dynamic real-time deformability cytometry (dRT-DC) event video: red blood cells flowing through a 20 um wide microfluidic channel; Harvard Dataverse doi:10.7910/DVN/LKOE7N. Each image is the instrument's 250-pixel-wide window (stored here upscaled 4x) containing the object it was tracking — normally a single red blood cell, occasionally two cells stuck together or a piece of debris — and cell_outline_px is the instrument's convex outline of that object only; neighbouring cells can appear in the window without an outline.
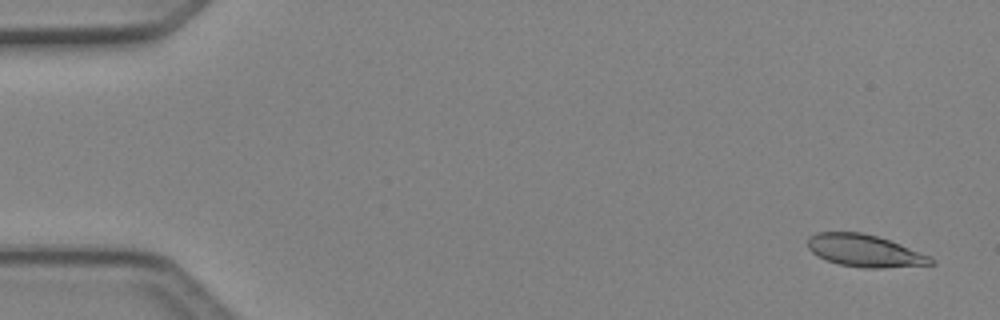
{"species": "Egyptian fruit bat (a non-hibernating species)", "species_latin": "Rousettus aegyptiacus", "temperature_condition": "cold", "stored_images_in_passage": 5, "camera_frame_rate_fps": 3000, "um_per_image_px": 0.085, "animal": {"sex": "female"}, "frame": {"image": 1, "passage_image": 1, "time_ms": 0.0, "image_size_px": [1000, 320], "cell_outline_px": [[936, 264], [880, 268], [864, 268], [840, 264], [816, 256], [808, 248], [808, 236], [816, 232], [860, 232], [876, 236], [900, 244], [928, 256], [936, 260]], "centroid_in_image_um": [73.47, 21.31], "position_along_channel_um": 11.5, "area_um2": 22.95}}
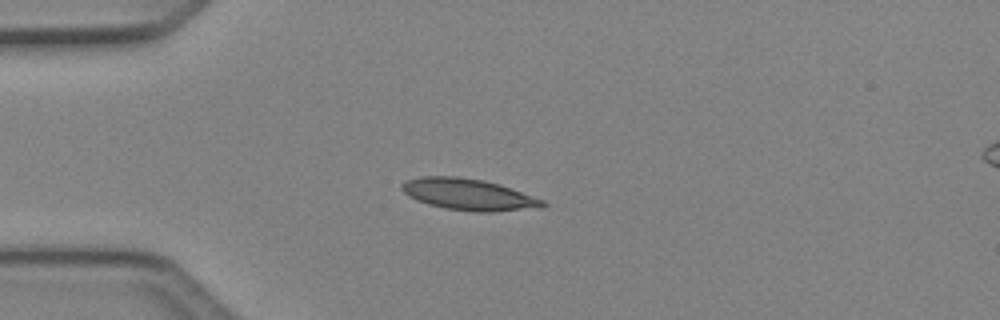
{"frame": {"image": 2, "passage_image": 4, "time_ms": 1.0, "image_size_px": [1000, 320], "cell_outline_px": [[548, 204], [544, 208], [492, 212], [472, 212], [444, 208], [428, 204], [416, 200], [408, 196], [400, 188], [400, 184], [404, 180], [420, 176], [456, 176], [484, 180], [500, 184], [544, 200]], "centroid_in_image_um": [39.83, 16.53], "position_along_channel_um": 45.2, "area_um2": 26.3}}